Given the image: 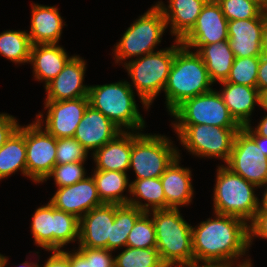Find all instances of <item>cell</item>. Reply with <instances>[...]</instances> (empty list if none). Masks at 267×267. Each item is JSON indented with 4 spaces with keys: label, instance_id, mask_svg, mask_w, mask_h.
<instances>
[{
    "label": "cell",
    "instance_id": "6da1fadb",
    "mask_svg": "<svg viewBox=\"0 0 267 267\" xmlns=\"http://www.w3.org/2000/svg\"><path fill=\"white\" fill-rule=\"evenodd\" d=\"M214 216L192 226L194 260L213 262L220 267L252 262L249 256L239 261L249 251L248 224L235 216L217 213Z\"/></svg>",
    "mask_w": 267,
    "mask_h": 267
},
{
    "label": "cell",
    "instance_id": "7a4b0ae2",
    "mask_svg": "<svg viewBox=\"0 0 267 267\" xmlns=\"http://www.w3.org/2000/svg\"><path fill=\"white\" fill-rule=\"evenodd\" d=\"M214 84L201 56L175 40V55L164 87L169 115L185 100L212 90Z\"/></svg>",
    "mask_w": 267,
    "mask_h": 267
},
{
    "label": "cell",
    "instance_id": "3957f363",
    "mask_svg": "<svg viewBox=\"0 0 267 267\" xmlns=\"http://www.w3.org/2000/svg\"><path fill=\"white\" fill-rule=\"evenodd\" d=\"M135 92L128 81L90 85L89 105L108 117L121 131H143L145 120L135 101Z\"/></svg>",
    "mask_w": 267,
    "mask_h": 267
},
{
    "label": "cell",
    "instance_id": "277c9868",
    "mask_svg": "<svg viewBox=\"0 0 267 267\" xmlns=\"http://www.w3.org/2000/svg\"><path fill=\"white\" fill-rule=\"evenodd\" d=\"M147 213L154 222L156 249L162 262L169 266L194 261L192 226L184 220L179 209L152 210Z\"/></svg>",
    "mask_w": 267,
    "mask_h": 267
},
{
    "label": "cell",
    "instance_id": "5b68a950",
    "mask_svg": "<svg viewBox=\"0 0 267 267\" xmlns=\"http://www.w3.org/2000/svg\"><path fill=\"white\" fill-rule=\"evenodd\" d=\"M215 181L213 213L235 216L250 223L259 210L260 199L254 191L259 187L234 173L225 164L217 167Z\"/></svg>",
    "mask_w": 267,
    "mask_h": 267
},
{
    "label": "cell",
    "instance_id": "8992f818",
    "mask_svg": "<svg viewBox=\"0 0 267 267\" xmlns=\"http://www.w3.org/2000/svg\"><path fill=\"white\" fill-rule=\"evenodd\" d=\"M174 55L175 39L170 47L131 59L123 65L132 81L129 85L137 91L144 109H149L159 93L164 91Z\"/></svg>",
    "mask_w": 267,
    "mask_h": 267
},
{
    "label": "cell",
    "instance_id": "52a82bcc",
    "mask_svg": "<svg viewBox=\"0 0 267 267\" xmlns=\"http://www.w3.org/2000/svg\"><path fill=\"white\" fill-rule=\"evenodd\" d=\"M166 29L167 25L162 11L158 7L151 6L133 21L124 31L119 42L114 45L115 63L123 65L128 58H138L156 52L154 50L161 43Z\"/></svg>",
    "mask_w": 267,
    "mask_h": 267
},
{
    "label": "cell",
    "instance_id": "ba28073f",
    "mask_svg": "<svg viewBox=\"0 0 267 267\" xmlns=\"http://www.w3.org/2000/svg\"><path fill=\"white\" fill-rule=\"evenodd\" d=\"M165 135L132 131L129 170L136 179L159 178L178 156L179 150Z\"/></svg>",
    "mask_w": 267,
    "mask_h": 267
},
{
    "label": "cell",
    "instance_id": "9c48e42d",
    "mask_svg": "<svg viewBox=\"0 0 267 267\" xmlns=\"http://www.w3.org/2000/svg\"><path fill=\"white\" fill-rule=\"evenodd\" d=\"M79 223L75 215L56 209L48 201L35 210L30 231L37 247L62 250L68 243L79 241Z\"/></svg>",
    "mask_w": 267,
    "mask_h": 267
},
{
    "label": "cell",
    "instance_id": "30bf717a",
    "mask_svg": "<svg viewBox=\"0 0 267 267\" xmlns=\"http://www.w3.org/2000/svg\"><path fill=\"white\" fill-rule=\"evenodd\" d=\"M183 148L201 158L230 159L235 135L241 128H222L207 124L172 125Z\"/></svg>",
    "mask_w": 267,
    "mask_h": 267
},
{
    "label": "cell",
    "instance_id": "8fae6325",
    "mask_svg": "<svg viewBox=\"0 0 267 267\" xmlns=\"http://www.w3.org/2000/svg\"><path fill=\"white\" fill-rule=\"evenodd\" d=\"M171 125L207 124L222 128H242L234 119L217 90L185 100L171 114Z\"/></svg>",
    "mask_w": 267,
    "mask_h": 267
},
{
    "label": "cell",
    "instance_id": "7c38bea8",
    "mask_svg": "<svg viewBox=\"0 0 267 267\" xmlns=\"http://www.w3.org/2000/svg\"><path fill=\"white\" fill-rule=\"evenodd\" d=\"M25 144L27 177L42 184L56 165L57 138L35 120L25 125Z\"/></svg>",
    "mask_w": 267,
    "mask_h": 267
},
{
    "label": "cell",
    "instance_id": "4fadbf2b",
    "mask_svg": "<svg viewBox=\"0 0 267 267\" xmlns=\"http://www.w3.org/2000/svg\"><path fill=\"white\" fill-rule=\"evenodd\" d=\"M225 165L259 188L267 185V156L242 128L235 135L230 159Z\"/></svg>",
    "mask_w": 267,
    "mask_h": 267
},
{
    "label": "cell",
    "instance_id": "5bb4252c",
    "mask_svg": "<svg viewBox=\"0 0 267 267\" xmlns=\"http://www.w3.org/2000/svg\"><path fill=\"white\" fill-rule=\"evenodd\" d=\"M47 110L45 125L43 113L36 115V121L57 139L73 137L83 115L89 106L88 97L61 101H45Z\"/></svg>",
    "mask_w": 267,
    "mask_h": 267
},
{
    "label": "cell",
    "instance_id": "9a60e30c",
    "mask_svg": "<svg viewBox=\"0 0 267 267\" xmlns=\"http://www.w3.org/2000/svg\"><path fill=\"white\" fill-rule=\"evenodd\" d=\"M228 20L216 0H208L193 28L180 40L197 51L202 45L228 40Z\"/></svg>",
    "mask_w": 267,
    "mask_h": 267
},
{
    "label": "cell",
    "instance_id": "2e32d148",
    "mask_svg": "<svg viewBox=\"0 0 267 267\" xmlns=\"http://www.w3.org/2000/svg\"><path fill=\"white\" fill-rule=\"evenodd\" d=\"M49 202L56 209L73 214L78 219L93 208L103 205L92 175L73 185L57 188Z\"/></svg>",
    "mask_w": 267,
    "mask_h": 267
},
{
    "label": "cell",
    "instance_id": "e0dca14e",
    "mask_svg": "<svg viewBox=\"0 0 267 267\" xmlns=\"http://www.w3.org/2000/svg\"><path fill=\"white\" fill-rule=\"evenodd\" d=\"M86 62L79 55H72L63 70L45 87L44 101H61L88 97L89 85H84Z\"/></svg>",
    "mask_w": 267,
    "mask_h": 267
},
{
    "label": "cell",
    "instance_id": "ac0fdd59",
    "mask_svg": "<svg viewBox=\"0 0 267 267\" xmlns=\"http://www.w3.org/2000/svg\"><path fill=\"white\" fill-rule=\"evenodd\" d=\"M115 204H103L86 213L79 223V247L108 249Z\"/></svg>",
    "mask_w": 267,
    "mask_h": 267
},
{
    "label": "cell",
    "instance_id": "d6986e66",
    "mask_svg": "<svg viewBox=\"0 0 267 267\" xmlns=\"http://www.w3.org/2000/svg\"><path fill=\"white\" fill-rule=\"evenodd\" d=\"M267 18L228 21V41L235 57L262 55V36Z\"/></svg>",
    "mask_w": 267,
    "mask_h": 267
},
{
    "label": "cell",
    "instance_id": "ffe728a7",
    "mask_svg": "<svg viewBox=\"0 0 267 267\" xmlns=\"http://www.w3.org/2000/svg\"><path fill=\"white\" fill-rule=\"evenodd\" d=\"M121 132L108 117L89 105L73 137L80 142L88 153L89 150L94 153Z\"/></svg>",
    "mask_w": 267,
    "mask_h": 267
},
{
    "label": "cell",
    "instance_id": "44dd1931",
    "mask_svg": "<svg viewBox=\"0 0 267 267\" xmlns=\"http://www.w3.org/2000/svg\"><path fill=\"white\" fill-rule=\"evenodd\" d=\"M180 153L160 176L166 199V209H179L190 205L194 195L192 172L190 168L181 167Z\"/></svg>",
    "mask_w": 267,
    "mask_h": 267
},
{
    "label": "cell",
    "instance_id": "7402d4cb",
    "mask_svg": "<svg viewBox=\"0 0 267 267\" xmlns=\"http://www.w3.org/2000/svg\"><path fill=\"white\" fill-rule=\"evenodd\" d=\"M208 0H168V5L158 1L153 7H158L163 13L167 28L175 40H181L195 25L202 8ZM169 25V26H168Z\"/></svg>",
    "mask_w": 267,
    "mask_h": 267
},
{
    "label": "cell",
    "instance_id": "603a6c76",
    "mask_svg": "<svg viewBox=\"0 0 267 267\" xmlns=\"http://www.w3.org/2000/svg\"><path fill=\"white\" fill-rule=\"evenodd\" d=\"M31 25L28 33L32 45L58 43L64 23L58 7L32 3Z\"/></svg>",
    "mask_w": 267,
    "mask_h": 267
},
{
    "label": "cell",
    "instance_id": "cb8c5ba5",
    "mask_svg": "<svg viewBox=\"0 0 267 267\" xmlns=\"http://www.w3.org/2000/svg\"><path fill=\"white\" fill-rule=\"evenodd\" d=\"M71 57L58 43L32 45L29 63L33 67V77L45 82L46 86L63 70Z\"/></svg>",
    "mask_w": 267,
    "mask_h": 267
},
{
    "label": "cell",
    "instance_id": "d4e9b609",
    "mask_svg": "<svg viewBox=\"0 0 267 267\" xmlns=\"http://www.w3.org/2000/svg\"><path fill=\"white\" fill-rule=\"evenodd\" d=\"M219 83L223 89L218 92L234 119L241 126L251 124L250 116L255 106H259L258 88L225 81Z\"/></svg>",
    "mask_w": 267,
    "mask_h": 267
},
{
    "label": "cell",
    "instance_id": "484cf974",
    "mask_svg": "<svg viewBox=\"0 0 267 267\" xmlns=\"http://www.w3.org/2000/svg\"><path fill=\"white\" fill-rule=\"evenodd\" d=\"M132 150V131H122L112 141L92 153L95 169L127 173Z\"/></svg>",
    "mask_w": 267,
    "mask_h": 267
},
{
    "label": "cell",
    "instance_id": "4316f807",
    "mask_svg": "<svg viewBox=\"0 0 267 267\" xmlns=\"http://www.w3.org/2000/svg\"><path fill=\"white\" fill-rule=\"evenodd\" d=\"M196 52L201 56L213 83L227 79L235 59L228 40L202 45Z\"/></svg>",
    "mask_w": 267,
    "mask_h": 267
},
{
    "label": "cell",
    "instance_id": "83f0119b",
    "mask_svg": "<svg viewBox=\"0 0 267 267\" xmlns=\"http://www.w3.org/2000/svg\"><path fill=\"white\" fill-rule=\"evenodd\" d=\"M128 173L119 171L94 170L92 177L95 181L98 196L103 204H128V195L124 196V191L130 186Z\"/></svg>",
    "mask_w": 267,
    "mask_h": 267
},
{
    "label": "cell",
    "instance_id": "f1b7e54d",
    "mask_svg": "<svg viewBox=\"0 0 267 267\" xmlns=\"http://www.w3.org/2000/svg\"><path fill=\"white\" fill-rule=\"evenodd\" d=\"M19 170L27 177L25 125H20L0 148V181Z\"/></svg>",
    "mask_w": 267,
    "mask_h": 267
},
{
    "label": "cell",
    "instance_id": "f546056e",
    "mask_svg": "<svg viewBox=\"0 0 267 267\" xmlns=\"http://www.w3.org/2000/svg\"><path fill=\"white\" fill-rule=\"evenodd\" d=\"M130 183L132 198L130 196L128 204L139 208L143 212L166 209V199L160 177L135 179Z\"/></svg>",
    "mask_w": 267,
    "mask_h": 267
},
{
    "label": "cell",
    "instance_id": "4dcf8cb0",
    "mask_svg": "<svg viewBox=\"0 0 267 267\" xmlns=\"http://www.w3.org/2000/svg\"><path fill=\"white\" fill-rule=\"evenodd\" d=\"M139 208L130 204H115V219L112 224L111 240H108V250L126 247L128 235L135 222L144 214Z\"/></svg>",
    "mask_w": 267,
    "mask_h": 267
},
{
    "label": "cell",
    "instance_id": "1f68e13d",
    "mask_svg": "<svg viewBox=\"0 0 267 267\" xmlns=\"http://www.w3.org/2000/svg\"><path fill=\"white\" fill-rule=\"evenodd\" d=\"M31 47L27 30H6L0 33V55L15 64L29 63Z\"/></svg>",
    "mask_w": 267,
    "mask_h": 267
},
{
    "label": "cell",
    "instance_id": "d6a6232c",
    "mask_svg": "<svg viewBox=\"0 0 267 267\" xmlns=\"http://www.w3.org/2000/svg\"><path fill=\"white\" fill-rule=\"evenodd\" d=\"M115 267H166L156 248L124 247L114 257Z\"/></svg>",
    "mask_w": 267,
    "mask_h": 267
},
{
    "label": "cell",
    "instance_id": "836d02e7",
    "mask_svg": "<svg viewBox=\"0 0 267 267\" xmlns=\"http://www.w3.org/2000/svg\"><path fill=\"white\" fill-rule=\"evenodd\" d=\"M259 63L260 56L235 57L234 63L225 82L257 88Z\"/></svg>",
    "mask_w": 267,
    "mask_h": 267
},
{
    "label": "cell",
    "instance_id": "e575fe53",
    "mask_svg": "<svg viewBox=\"0 0 267 267\" xmlns=\"http://www.w3.org/2000/svg\"><path fill=\"white\" fill-rule=\"evenodd\" d=\"M228 21L267 18L258 3L250 0H216Z\"/></svg>",
    "mask_w": 267,
    "mask_h": 267
},
{
    "label": "cell",
    "instance_id": "d590c367",
    "mask_svg": "<svg viewBox=\"0 0 267 267\" xmlns=\"http://www.w3.org/2000/svg\"><path fill=\"white\" fill-rule=\"evenodd\" d=\"M126 246L132 248H156L155 226L147 212L135 222L128 235Z\"/></svg>",
    "mask_w": 267,
    "mask_h": 267
},
{
    "label": "cell",
    "instance_id": "8d00e7d4",
    "mask_svg": "<svg viewBox=\"0 0 267 267\" xmlns=\"http://www.w3.org/2000/svg\"><path fill=\"white\" fill-rule=\"evenodd\" d=\"M85 162L56 164L44 181L54 178L57 188L73 185L86 177Z\"/></svg>",
    "mask_w": 267,
    "mask_h": 267
},
{
    "label": "cell",
    "instance_id": "74e56055",
    "mask_svg": "<svg viewBox=\"0 0 267 267\" xmlns=\"http://www.w3.org/2000/svg\"><path fill=\"white\" fill-rule=\"evenodd\" d=\"M88 152L74 137L57 139L56 164L85 162Z\"/></svg>",
    "mask_w": 267,
    "mask_h": 267
},
{
    "label": "cell",
    "instance_id": "f35d334b",
    "mask_svg": "<svg viewBox=\"0 0 267 267\" xmlns=\"http://www.w3.org/2000/svg\"><path fill=\"white\" fill-rule=\"evenodd\" d=\"M88 260H91V267H114V256L111 250L101 248H77Z\"/></svg>",
    "mask_w": 267,
    "mask_h": 267
},
{
    "label": "cell",
    "instance_id": "ab89813d",
    "mask_svg": "<svg viewBox=\"0 0 267 267\" xmlns=\"http://www.w3.org/2000/svg\"><path fill=\"white\" fill-rule=\"evenodd\" d=\"M248 224V244L251 247L256 237L267 239V212H256Z\"/></svg>",
    "mask_w": 267,
    "mask_h": 267
},
{
    "label": "cell",
    "instance_id": "60d3db41",
    "mask_svg": "<svg viewBox=\"0 0 267 267\" xmlns=\"http://www.w3.org/2000/svg\"><path fill=\"white\" fill-rule=\"evenodd\" d=\"M19 126L20 124L14 116L7 113H0V148Z\"/></svg>",
    "mask_w": 267,
    "mask_h": 267
},
{
    "label": "cell",
    "instance_id": "b9f144b4",
    "mask_svg": "<svg viewBox=\"0 0 267 267\" xmlns=\"http://www.w3.org/2000/svg\"><path fill=\"white\" fill-rule=\"evenodd\" d=\"M52 255L49 256L43 267H70L69 264V251L65 250H52ZM42 267V266H39Z\"/></svg>",
    "mask_w": 267,
    "mask_h": 267
},
{
    "label": "cell",
    "instance_id": "7bdbcfd3",
    "mask_svg": "<svg viewBox=\"0 0 267 267\" xmlns=\"http://www.w3.org/2000/svg\"><path fill=\"white\" fill-rule=\"evenodd\" d=\"M257 88L259 92L267 89V57H265L264 55L260 56L257 76Z\"/></svg>",
    "mask_w": 267,
    "mask_h": 267
},
{
    "label": "cell",
    "instance_id": "ee69618b",
    "mask_svg": "<svg viewBox=\"0 0 267 267\" xmlns=\"http://www.w3.org/2000/svg\"><path fill=\"white\" fill-rule=\"evenodd\" d=\"M72 251H69L70 267H91V260H88L78 249L73 248Z\"/></svg>",
    "mask_w": 267,
    "mask_h": 267
},
{
    "label": "cell",
    "instance_id": "f6af8a7d",
    "mask_svg": "<svg viewBox=\"0 0 267 267\" xmlns=\"http://www.w3.org/2000/svg\"><path fill=\"white\" fill-rule=\"evenodd\" d=\"M242 129L255 141L258 147H261L267 156V137L258 136L249 125L242 126Z\"/></svg>",
    "mask_w": 267,
    "mask_h": 267
},
{
    "label": "cell",
    "instance_id": "bcb514c9",
    "mask_svg": "<svg viewBox=\"0 0 267 267\" xmlns=\"http://www.w3.org/2000/svg\"><path fill=\"white\" fill-rule=\"evenodd\" d=\"M166 267H220V266L213 262H204V261L200 262L194 260L189 262H182L179 264H172Z\"/></svg>",
    "mask_w": 267,
    "mask_h": 267
},
{
    "label": "cell",
    "instance_id": "7dc6e473",
    "mask_svg": "<svg viewBox=\"0 0 267 267\" xmlns=\"http://www.w3.org/2000/svg\"><path fill=\"white\" fill-rule=\"evenodd\" d=\"M248 125L258 136L267 137V115L263 116L255 128H252L251 124Z\"/></svg>",
    "mask_w": 267,
    "mask_h": 267
},
{
    "label": "cell",
    "instance_id": "c3c4849f",
    "mask_svg": "<svg viewBox=\"0 0 267 267\" xmlns=\"http://www.w3.org/2000/svg\"><path fill=\"white\" fill-rule=\"evenodd\" d=\"M263 187H265V190L261 201H259V210L257 212H267V185Z\"/></svg>",
    "mask_w": 267,
    "mask_h": 267
},
{
    "label": "cell",
    "instance_id": "681fc988",
    "mask_svg": "<svg viewBox=\"0 0 267 267\" xmlns=\"http://www.w3.org/2000/svg\"><path fill=\"white\" fill-rule=\"evenodd\" d=\"M259 106L267 111V89L259 92Z\"/></svg>",
    "mask_w": 267,
    "mask_h": 267
},
{
    "label": "cell",
    "instance_id": "f907efd6",
    "mask_svg": "<svg viewBox=\"0 0 267 267\" xmlns=\"http://www.w3.org/2000/svg\"><path fill=\"white\" fill-rule=\"evenodd\" d=\"M262 55L267 57V23L263 30V36H262Z\"/></svg>",
    "mask_w": 267,
    "mask_h": 267
},
{
    "label": "cell",
    "instance_id": "816d5d0a",
    "mask_svg": "<svg viewBox=\"0 0 267 267\" xmlns=\"http://www.w3.org/2000/svg\"><path fill=\"white\" fill-rule=\"evenodd\" d=\"M40 265L35 262H31V261H25L22 264H20L18 267H39Z\"/></svg>",
    "mask_w": 267,
    "mask_h": 267
},
{
    "label": "cell",
    "instance_id": "f5cc1de1",
    "mask_svg": "<svg viewBox=\"0 0 267 267\" xmlns=\"http://www.w3.org/2000/svg\"><path fill=\"white\" fill-rule=\"evenodd\" d=\"M259 7L267 13V0H258Z\"/></svg>",
    "mask_w": 267,
    "mask_h": 267
},
{
    "label": "cell",
    "instance_id": "db71d44e",
    "mask_svg": "<svg viewBox=\"0 0 267 267\" xmlns=\"http://www.w3.org/2000/svg\"><path fill=\"white\" fill-rule=\"evenodd\" d=\"M8 262V257L0 254V267H5Z\"/></svg>",
    "mask_w": 267,
    "mask_h": 267
},
{
    "label": "cell",
    "instance_id": "11a10c76",
    "mask_svg": "<svg viewBox=\"0 0 267 267\" xmlns=\"http://www.w3.org/2000/svg\"><path fill=\"white\" fill-rule=\"evenodd\" d=\"M253 264L251 262L242 264V265H237V266H227V267H252Z\"/></svg>",
    "mask_w": 267,
    "mask_h": 267
}]
</instances>
